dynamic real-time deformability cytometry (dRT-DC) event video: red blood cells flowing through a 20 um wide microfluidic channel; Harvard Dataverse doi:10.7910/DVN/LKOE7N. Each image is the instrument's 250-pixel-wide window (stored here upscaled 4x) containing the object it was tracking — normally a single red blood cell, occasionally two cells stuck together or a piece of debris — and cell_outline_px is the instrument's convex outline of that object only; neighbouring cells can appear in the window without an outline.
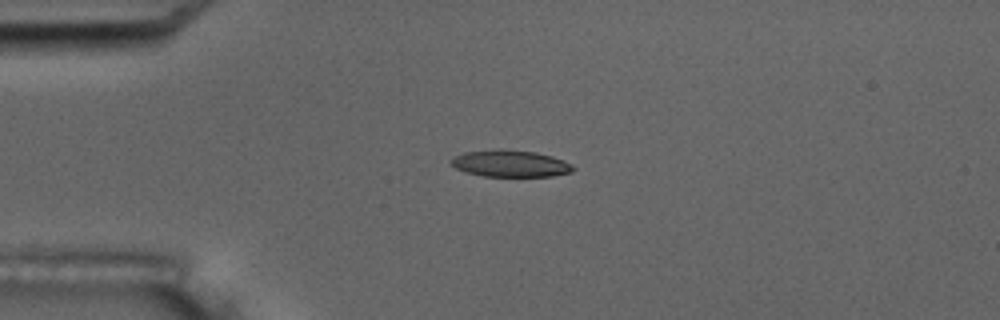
{"species": "common noctule bat (a hibernating species)", "species_latin": "Nyctalus noctula", "temperature_condition": "room temperature", "stored_images_in_passage": 5, "camera_frame_rate_fps": 3000, "um_per_image_px": 0.085, "animal": {"sex": "male", "body_mass_g": 17.5, "forearm_length_mm": 52.3}, "frame": {"image": 1, "passage_image": 4, "time_ms": 3.333, "image_size_px": [1000, 320], "cell_outline_px": [[576, 168], [572, 172], [552, 176], [484, 176], [468, 172], [456, 168], [448, 160], [464, 152], [500, 148], [536, 152], [552, 156], [572, 164]], "centroid_in_image_um": [43.4, 13.89], "position_along_channel_um": 41.6, "area_um2": 19.07}}